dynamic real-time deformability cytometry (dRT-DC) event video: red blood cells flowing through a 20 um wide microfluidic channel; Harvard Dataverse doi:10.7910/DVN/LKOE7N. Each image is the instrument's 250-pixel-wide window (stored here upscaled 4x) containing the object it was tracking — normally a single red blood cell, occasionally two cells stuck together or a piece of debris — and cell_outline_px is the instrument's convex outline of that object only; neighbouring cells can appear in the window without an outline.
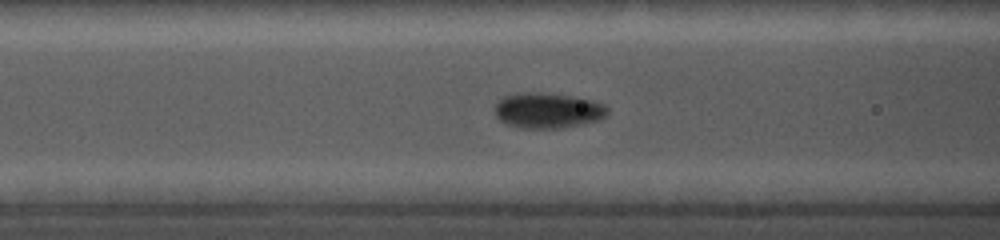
{"species": "common noctule bat (a hibernating species)", "species_latin": "Nyctalus noctula", "temperature_condition": "cold", "stored_images_in_passage": 23, "camera_frame_rate_fps": 5000, "um_per_image_px": 0.085, "animal": {"sex": "female", "body_mass_g": 19.0, "forearm_length_mm": 56.7}, "frame": {"image": 1, "passage_image": 12, "time_ms": 6.4, "image_size_px": [1000, 240], "cell_outline_px": [[608, 112], [600, 120], [560, 128], [520, 128], [508, 124], [500, 120], [496, 116], [496, 104], [504, 96], [524, 92], [540, 92], [568, 96], [592, 100], [604, 104], [608, 108]], "centroid_in_image_um": [46.56, 9.39], "position_along_channel_um": 120.0, "area_um2": 23.0}}
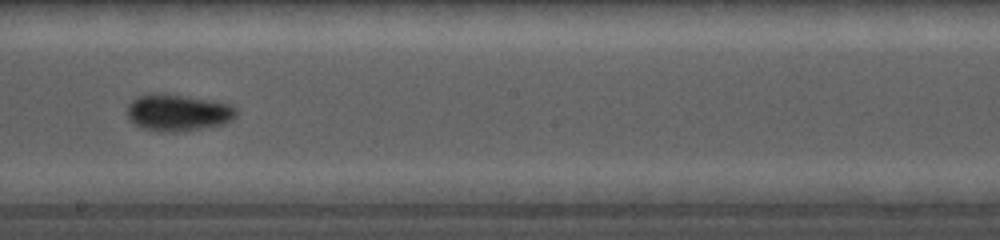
{"frame": {"image": 2, "passage_image": 17, "time_ms": 9.4, "image_size_px": [1000, 240], "cell_outline_px": [[236, 116], [224, 124], [200, 128], [144, 128], [128, 120], [128, 104], [136, 96], [180, 96], [228, 104], [236, 108]], "centroid_in_image_um": [15.14, 9.55], "position_along_channel_um": 233.1, "area_um2": 21.27}}
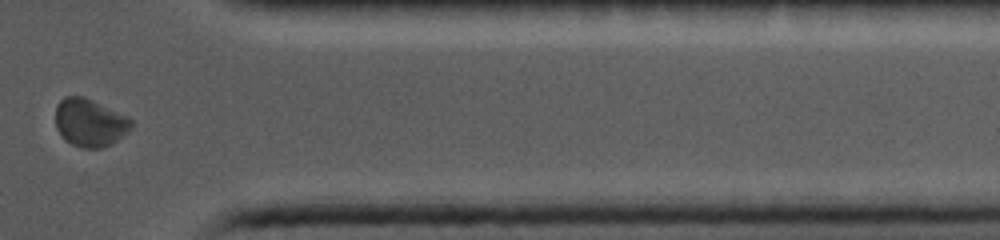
{"frame": {"image": 3, "passage_image": 21, "time_ms": 14.0, "image_size_px": [1000, 240], "cell_outline_px": [[132, 124], [128, 132], [116, 140], [100, 148], [84, 148], [72, 144], [56, 128], [56, 104], [64, 96], [80, 96], [92, 100], [128, 116], [132, 120]], "centroid_in_image_um": [7.63, 10.4], "position_along_channel_um": 403.8, "area_um2": 20.75}}